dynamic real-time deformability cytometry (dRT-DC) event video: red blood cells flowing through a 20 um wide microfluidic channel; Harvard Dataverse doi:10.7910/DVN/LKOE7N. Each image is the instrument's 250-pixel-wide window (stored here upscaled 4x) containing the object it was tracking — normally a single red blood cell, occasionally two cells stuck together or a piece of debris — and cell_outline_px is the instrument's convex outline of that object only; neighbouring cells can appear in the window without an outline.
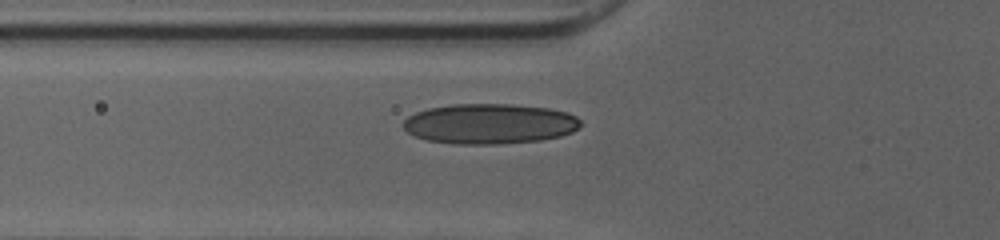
{"species": "human", "species_latin": "Homo sapiens", "temperature_condition": "cold", "stored_images_in_passage": 39, "camera_frame_rate_fps": 3000, "um_per_image_px": 0.085, "donor": {"sex": "female"}, "frame": {"image": 1, "passage_image": 7, "time_ms": 2.0, "image_size_px": [1000, 240], "cell_outline_px": [[584, 124], [580, 128], [572, 132], [560, 136], [540, 140], [496, 144], [456, 144], [428, 140], [416, 136], [408, 132], [404, 128], [404, 120], [408, 116], [416, 112], [428, 108], [452, 104], [508, 104], [548, 108], [568, 112], [576, 116]], "centroid_in_image_um": [41.65, 10.52], "position_along_channel_um": 84.1, "area_um2": 41.62}}
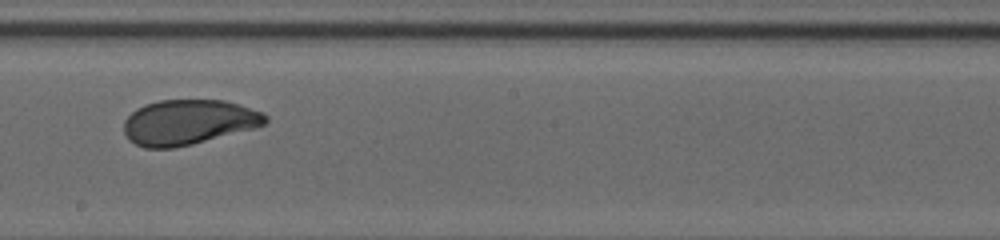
{"frame": {"image": 2, "passage_image": 18, "time_ms": 5.667, "image_size_px": [1000, 240], "cell_outline_px": [[268, 120], [264, 124], [256, 128], [192, 144], [172, 148], [144, 148], [128, 140], [124, 132], [124, 120], [136, 108], [144, 104], [160, 100], [224, 100], [264, 112], [268, 116]], "centroid_in_image_um": [16.01, 10.38], "position_along_channel_um": 232.2, "area_um2": 37.34}}
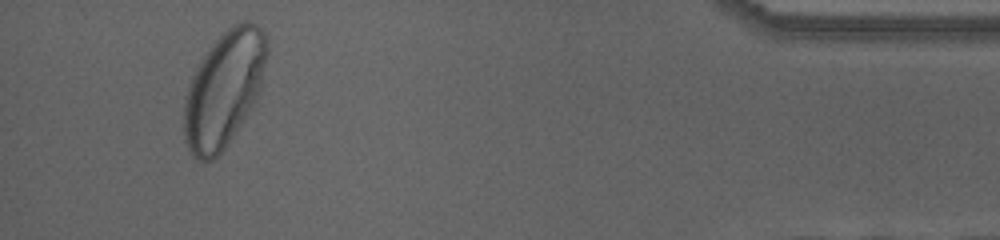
{"frame": {"image": 3, "passage_image": 36, "time_ms": 11.667, "image_size_px": [1000, 240], "cell_outline_px": [[268, 52], [256, 100], [252, 108], [228, 144], [212, 160], [200, 160], [192, 156], [184, 140], [184, 96], [188, 84], [196, 68], [212, 44], [232, 24], [244, 20], [248, 20], [256, 24], [264, 32], [268, 44]], "centroid_in_image_um": [19.03, 7.57], "position_along_channel_um": 416.2, "area_um2": 55.72}}